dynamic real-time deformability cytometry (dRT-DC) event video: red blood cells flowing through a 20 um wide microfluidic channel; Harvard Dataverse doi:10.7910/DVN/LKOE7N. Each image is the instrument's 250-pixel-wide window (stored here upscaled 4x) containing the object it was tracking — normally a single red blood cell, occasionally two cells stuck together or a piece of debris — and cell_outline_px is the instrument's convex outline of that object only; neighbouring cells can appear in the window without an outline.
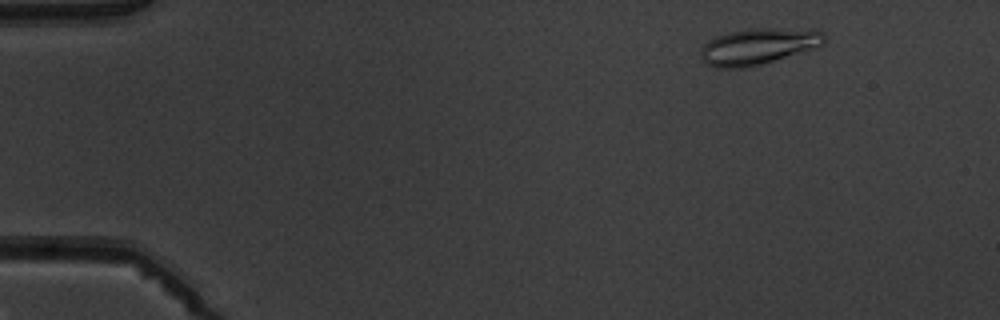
{"species": "common noctule bat (a hibernating species)", "species_latin": "Nyctalus noctula", "temperature_condition": "warm", "stored_images_in_passage": 7, "camera_frame_rate_fps": 3000, "um_per_image_px": 0.085, "animal": {"sex": "male", "body_mass_g": 19.5, "forearm_length_mm": 54.6}, "frame": {"image": 1, "passage_image": 2, "time_ms": 1.333, "image_size_px": [1000, 320], "cell_outline_px": [[824, 44], [760, 64], [744, 68], [716, 68], [708, 64], [700, 56], [700, 48], [708, 40], [716, 36], [728, 32], [752, 28], [768, 28], [824, 32]], "centroid_in_image_um": [64.33, 3.95], "position_along_channel_um": 20.7, "area_um2": 25.37}}